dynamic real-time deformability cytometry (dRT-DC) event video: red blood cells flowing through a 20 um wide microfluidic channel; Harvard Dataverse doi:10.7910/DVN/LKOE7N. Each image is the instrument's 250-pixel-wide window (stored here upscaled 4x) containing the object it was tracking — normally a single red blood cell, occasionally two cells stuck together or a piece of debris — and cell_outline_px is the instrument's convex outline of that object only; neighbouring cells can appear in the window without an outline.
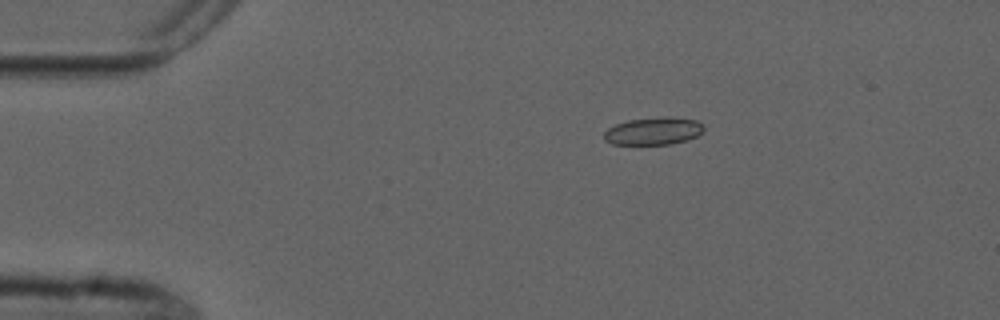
{"species": "common noctule bat (a hibernating species)", "species_latin": "Nyctalus noctula", "temperature_condition": "cold", "stored_images_in_passage": 4, "camera_frame_rate_fps": 3000, "um_per_image_px": 0.085, "animal": {"sex": "male", "forearm_length_mm": 52.5}, "frame": {"image": 1, "passage_image": 1, "time_ms": 0.0, "image_size_px": [1000, 320], "cell_outline_px": [[704, 132], [688, 140], [668, 144], [612, 144], [604, 140], [604, 132], [608, 128], [616, 124], [628, 120], [696, 120], [704, 124]], "centroid_in_image_um": [55.51, 11.2], "position_along_channel_um": 29.5, "area_um2": 15.09}}
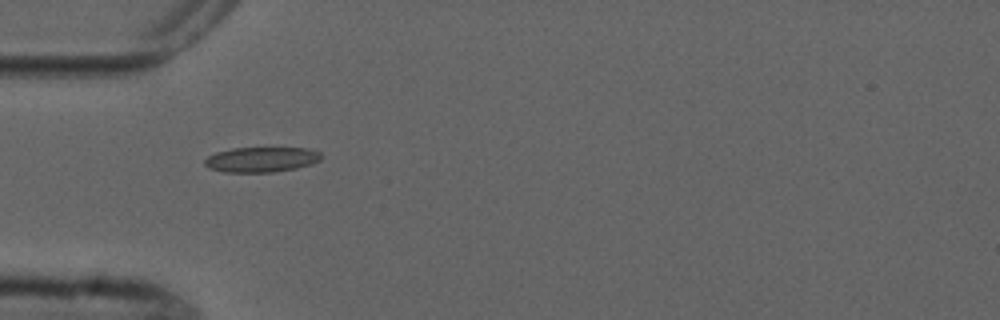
{"frame": {"image": 2, "passage_image": 3, "time_ms": 2.333, "image_size_px": [1000, 320], "cell_outline_px": [[324, 156], [320, 160], [312, 164], [296, 168], [272, 172], [224, 172], [208, 168], [204, 164], [204, 160], [208, 156], [216, 152], [232, 148], [304, 148], [320, 152]], "centroid_in_image_um": [22.21, 13.56], "position_along_channel_um": 62.8, "area_um2": 17.11}}
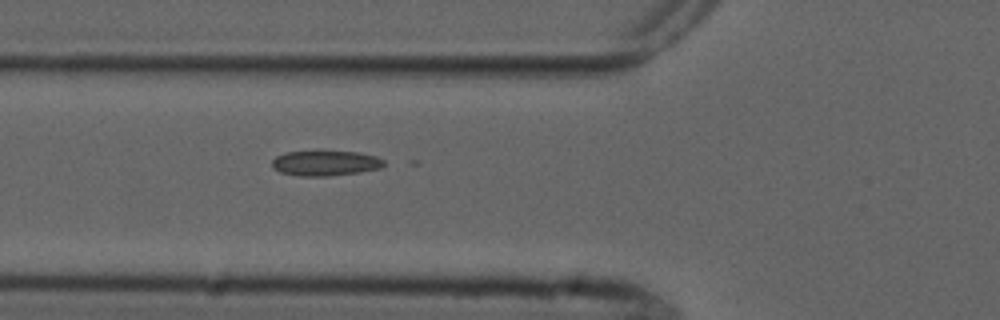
{"frame": {"image": 3, "passage_image": 4, "time_ms": 3.333, "image_size_px": [1000, 320], "cell_outline_px": [[384, 164], [380, 168], [360, 172], [328, 176], [300, 176], [280, 172], [272, 168], [272, 160], [276, 156], [288, 152], [360, 152], [376, 156], [384, 160]], "centroid_in_image_um": [27.65, 13.88], "position_along_channel_um": 98.1, "area_um2": 16.24}}